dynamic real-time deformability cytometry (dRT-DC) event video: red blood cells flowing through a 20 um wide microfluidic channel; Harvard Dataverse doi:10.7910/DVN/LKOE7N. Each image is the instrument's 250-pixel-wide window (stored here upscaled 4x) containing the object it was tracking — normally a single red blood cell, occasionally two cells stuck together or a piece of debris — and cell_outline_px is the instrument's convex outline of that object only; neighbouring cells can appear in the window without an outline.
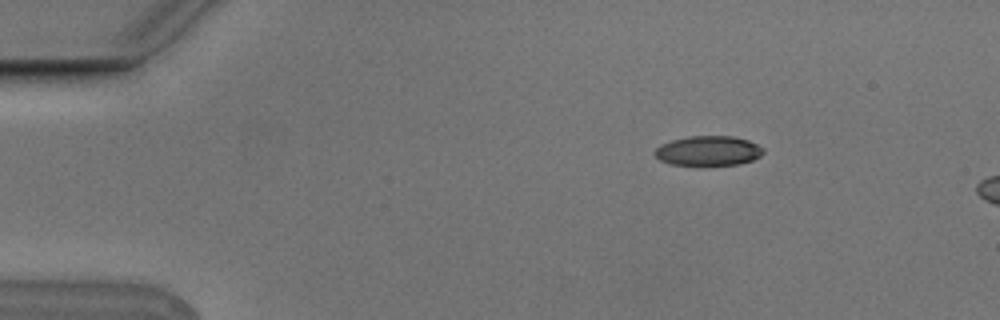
{"species": "Egyptian fruit bat (a non-hibernating species)", "species_latin": "Rousettus aegyptiacus", "temperature_condition": "cold", "stored_images_in_passage": 3, "camera_frame_rate_fps": 3000, "um_per_image_px": 0.085, "animal": {"sex": "male"}, "frame": {"image": 1, "passage_image": 1, "time_ms": 0.0, "image_size_px": [1000, 320], "cell_outline_px": [[764, 152], [760, 156], [752, 160], [740, 164], [672, 164], [660, 160], [652, 152], [660, 144], [672, 140], [688, 136], [732, 136], [748, 140], [764, 148]], "centroid_in_image_um": [60.2, 12.8], "position_along_channel_um": 24.8, "area_um2": 18.61}}